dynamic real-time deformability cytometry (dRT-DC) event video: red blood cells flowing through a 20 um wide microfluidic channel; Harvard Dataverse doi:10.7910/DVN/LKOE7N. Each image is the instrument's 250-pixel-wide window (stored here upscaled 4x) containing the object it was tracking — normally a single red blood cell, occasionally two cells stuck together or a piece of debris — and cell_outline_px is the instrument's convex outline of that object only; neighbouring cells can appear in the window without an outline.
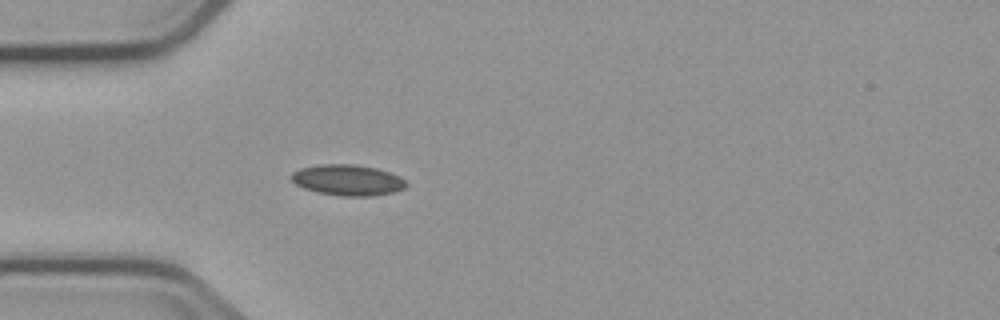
{"species": "common noctule bat (a hibernating species)", "species_latin": "Nyctalus noctula", "temperature_condition": "cold", "stored_images_in_passage": 1, "camera_frame_rate_fps": 3000, "um_per_image_px": 0.085, "animal": {"sex": "male", "body_mass_g": 23.1, "forearm_length_mm": 52.7}, "frame": {"image": 1, "passage_image": 1, "time_ms": 0.0, "image_size_px": [1000, 320], "cell_outline_px": [[408, 184], [404, 188], [392, 192], [372, 196], [340, 196], [316, 192], [304, 188], [296, 184], [288, 176], [292, 172], [300, 168], [320, 164], [352, 164], [376, 168], [400, 176]], "centroid_in_image_um": [29.51, 15.3], "position_along_channel_um": 55.5, "area_um2": 20.69}}